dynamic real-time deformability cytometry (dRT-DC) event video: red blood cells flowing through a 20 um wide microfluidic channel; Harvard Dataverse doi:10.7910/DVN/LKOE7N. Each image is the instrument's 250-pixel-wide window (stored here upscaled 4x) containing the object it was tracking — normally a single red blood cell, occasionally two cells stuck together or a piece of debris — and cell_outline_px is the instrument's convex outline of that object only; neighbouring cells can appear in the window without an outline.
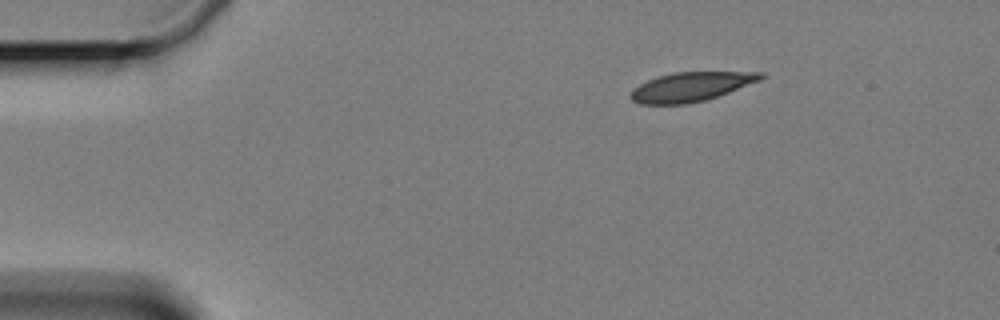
{"species": "Egyptian fruit bat (a non-hibernating species)", "species_latin": "Rousettus aegyptiacus", "temperature_condition": "cold", "stored_images_in_passage": 3, "camera_frame_rate_fps": 3000, "um_per_image_px": 0.085, "animal": {"sex": "female"}, "frame": {"image": 1, "passage_image": 1, "time_ms": 0.0, "image_size_px": [1000, 320], "cell_outline_px": [[764, 76], [760, 80], [728, 92], [704, 100], [688, 104], [640, 104], [632, 100], [628, 96], [632, 88], [656, 76], [672, 72], [764, 72]], "centroid_in_image_um": [58.66, 7.37], "position_along_channel_um": 26.3, "area_um2": 22.08}}